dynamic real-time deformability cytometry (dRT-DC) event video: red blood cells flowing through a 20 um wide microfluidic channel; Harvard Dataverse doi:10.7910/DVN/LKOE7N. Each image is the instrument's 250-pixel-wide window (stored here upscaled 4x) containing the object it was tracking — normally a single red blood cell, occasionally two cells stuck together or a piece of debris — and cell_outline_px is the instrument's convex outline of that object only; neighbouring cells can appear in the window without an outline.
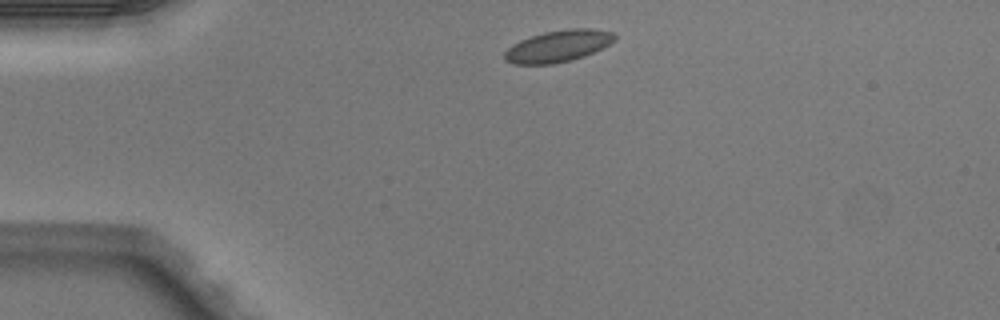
{"species": "Egyptian fruit bat (a non-hibernating species)", "species_latin": "Rousettus aegyptiacus", "temperature_condition": "warm", "stored_images_in_passage": 2, "camera_frame_rate_fps": 3000, "um_per_image_px": 0.085, "animal": {"sex": "male"}, "frame": {"image": 1, "passage_image": 1, "time_ms": 0.0, "image_size_px": [1000, 320], "cell_outline_px": [[616, 40], [584, 56], [572, 60], [552, 64], [512, 64], [504, 60], [504, 52], [512, 44], [520, 40], [544, 32], [572, 28], [592, 28], [612, 32], [616, 36]], "centroid_in_image_um": [47.41, 3.92], "position_along_channel_um": 37.6, "area_um2": 20.29}}